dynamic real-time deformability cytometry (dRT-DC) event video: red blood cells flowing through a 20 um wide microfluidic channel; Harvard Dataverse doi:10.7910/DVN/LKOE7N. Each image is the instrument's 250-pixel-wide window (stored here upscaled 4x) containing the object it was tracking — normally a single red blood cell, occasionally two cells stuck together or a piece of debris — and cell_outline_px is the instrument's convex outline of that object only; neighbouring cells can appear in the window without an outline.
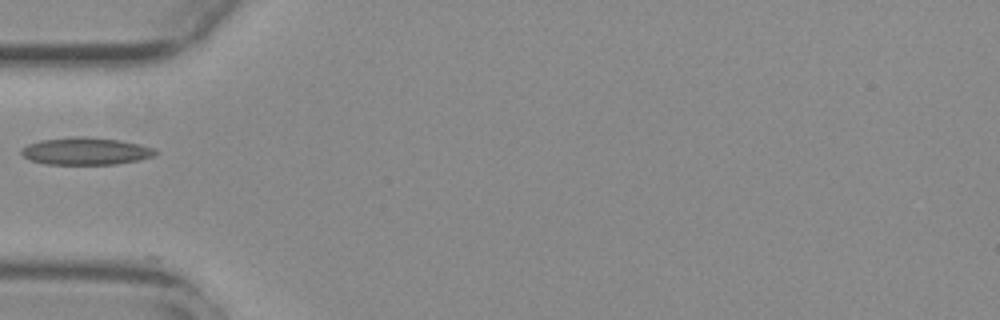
{"species": "common noctule bat (a hibernating species)", "species_latin": "Nyctalus noctula", "temperature_condition": "warm", "stored_images_in_passage": 4, "camera_frame_rate_fps": 3000, "um_per_image_px": 0.085, "animal": {"sex": "female", "body_mass_g": 29.2, "forearm_length_mm": 56.3}, "frame": {"image": 1, "passage_image": 1, "time_ms": 0.0, "image_size_px": [1000, 320], "cell_outline_px": [[160, 152], [156, 156], [140, 160], [116, 164], [44, 164], [28, 160], [20, 152], [20, 148], [28, 144], [40, 140], [76, 136], [84, 136], [120, 140], [140, 144], [156, 148]], "centroid_in_image_um": [7.32, 12.85], "position_along_channel_um": 77.7, "area_um2": 21.73}}